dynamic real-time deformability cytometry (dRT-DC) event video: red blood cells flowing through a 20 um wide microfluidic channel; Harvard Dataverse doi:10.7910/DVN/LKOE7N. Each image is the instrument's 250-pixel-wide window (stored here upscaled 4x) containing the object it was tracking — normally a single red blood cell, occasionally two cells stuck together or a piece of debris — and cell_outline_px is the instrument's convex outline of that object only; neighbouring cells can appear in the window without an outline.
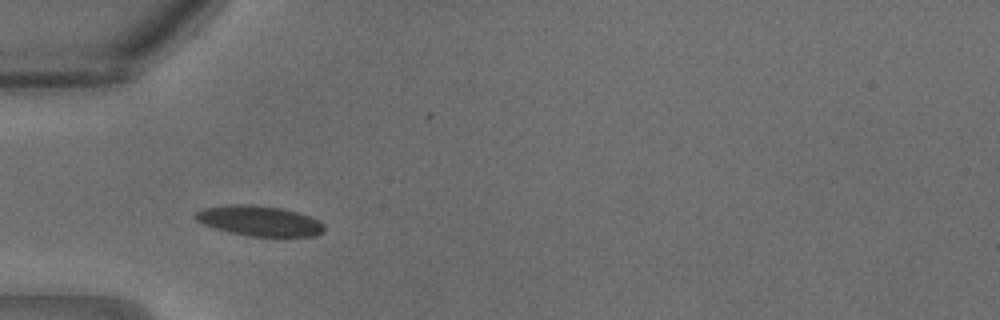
{"species": "common noctule bat (a hibernating species)", "species_latin": "Nyctalus noctula", "temperature_condition": "warm", "stored_images_in_passage": 27, "camera_frame_rate_fps": 3000, "um_per_image_px": 0.085, "animal": {"sex": "male", "body_mass_g": 18.8}, "frame": {"image": 1, "passage_image": 6, "time_ms": 1.667, "image_size_px": [1000, 320], "cell_outline_px": [[324, 232], [316, 236], [248, 236], [228, 232], [204, 224], [196, 220], [192, 216], [200, 208], [232, 204], [252, 204], [280, 208], [300, 212], [324, 224]], "centroid_in_image_um": [22.01, 18.76], "position_along_channel_um": 63.0, "area_um2": 22.77}}
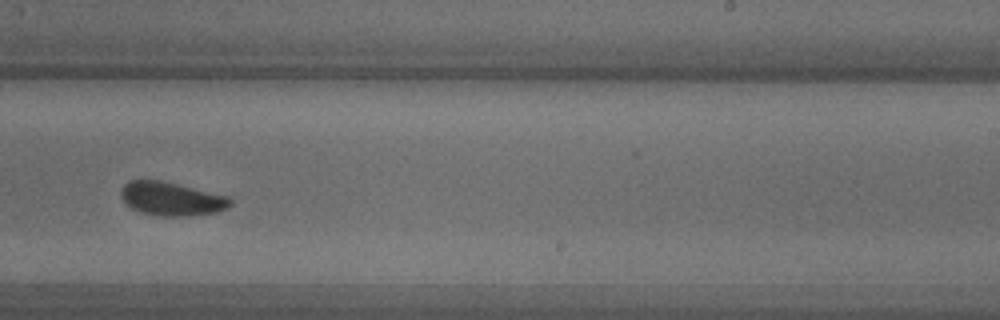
{"frame": {"image": 2, "passage_image": 16, "time_ms": 5.0, "image_size_px": [1000, 320], "cell_outline_px": [[232, 204], [228, 208], [216, 212], [188, 216], [156, 216], [132, 208], [124, 204], [120, 196], [120, 188], [128, 180], [160, 180], [228, 196], [232, 200]], "centroid_in_image_um": [14.54, 16.9], "position_along_channel_um": 274.5, "area_um2": 21.5}}
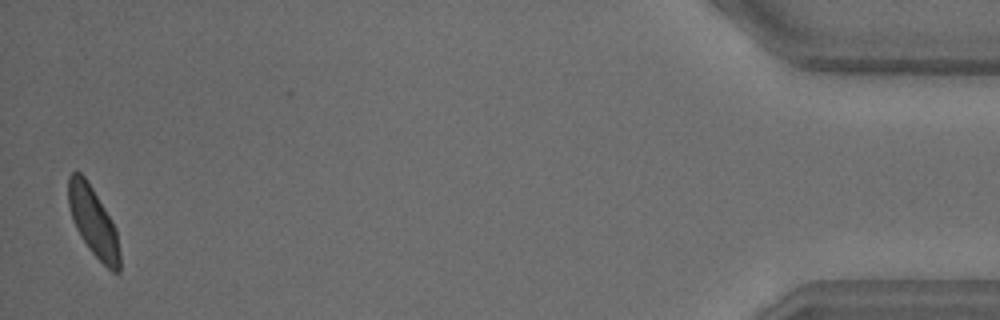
{"frame": {"image": 3, "passage_image": 27, "time_ms": 8.667, "image_size_px": [1000, 320], "cell_outline_px": [[120, 272], [112, 272], [88, 248], [80, 236], [72, 220], [68, 204], [68, 176], [72, 172], [80, 172], [84, 176], [92, 188], [112, 220], [116, 228], [120, 252]], "centroid_in_image_um": [7.93, 18.86], "position_along_channel_um": 427.3, "area_um2": 20.69}}